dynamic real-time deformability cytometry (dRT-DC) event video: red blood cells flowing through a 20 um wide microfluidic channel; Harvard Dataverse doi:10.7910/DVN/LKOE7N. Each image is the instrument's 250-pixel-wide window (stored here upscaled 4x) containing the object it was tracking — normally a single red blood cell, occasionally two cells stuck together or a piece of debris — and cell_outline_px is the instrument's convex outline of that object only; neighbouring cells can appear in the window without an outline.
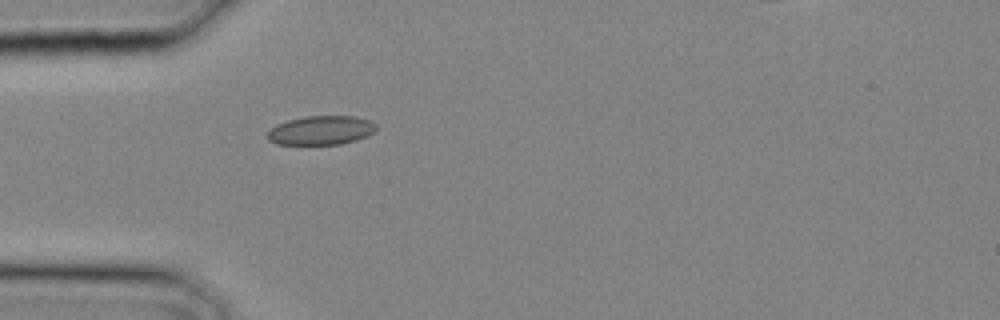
{"species": "common noctule bat (a hibernating species)", "species_latin": "Nyctalus noctula", "temperature_condition": "cold", "stored_images_in_passage": 2, "segment_of_instrument_passage": [1, 2], "camera_frame_rate_fps": 3000, "um_per_image_px": 0.085, "animal": {"sex": "male", "body_mass_g": 20.4}, "frame": {"image": 1, "passage_image": 1, "time_ms": 0.0, "image_size_px": [1000, 320], "cell_outline_px": [[376, 128], [368, 136], [356, 140], [340, 144], [276, 144], [268, 140], [268, 132], [276, 124], [288, 120], [304, 116], [356, 116], [368, 120], [376, 124]], "centroid_in_image_um": [27.28, 11.07], "position_along_channel_um": 57.7, "area_um2": 18.32}}